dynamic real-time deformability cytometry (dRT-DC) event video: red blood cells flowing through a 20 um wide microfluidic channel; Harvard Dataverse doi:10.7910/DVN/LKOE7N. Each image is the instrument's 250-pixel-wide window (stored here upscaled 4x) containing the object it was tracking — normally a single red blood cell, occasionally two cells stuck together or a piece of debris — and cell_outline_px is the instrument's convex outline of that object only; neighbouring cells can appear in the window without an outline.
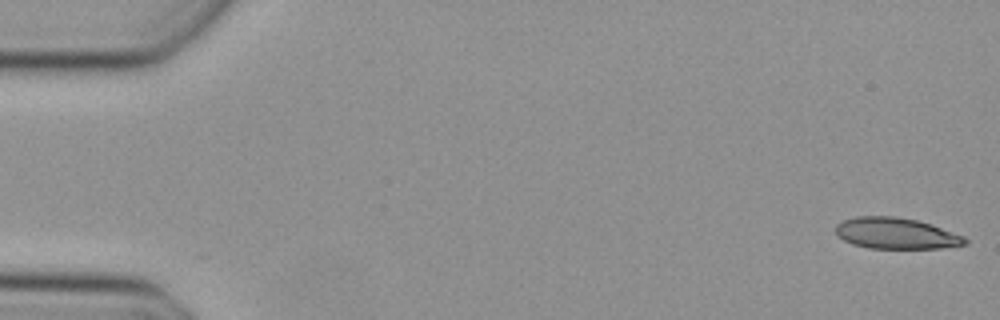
{"species": "Egyptian fruit bat (a non-hibernating species)", "species_latin": "Rousettus aegyptiacus", "temperature_condition": "cold", "stored_images_in_passage": 17, "camera_frame_rate_fps": 3000, "um_per_image_px": 0.085, "animal": {"sex": "female"}, "frame": {"image": 1, "passage_image": 1, "time_ms": 0.0, "image_size_px": [1000, 320], "cell_outline_px": [[968, 244], [940, 248], [868, 248], [852, 244], [844, 240], [836, 232], [836, 224], [844, 220], [856, 216], [896, 216], [916, 220], [932, 224], [964, 236], [968, 240]], "centroid_in_image_um": [76.18, 19.83], "position_along_channel_um": 8.8, "area_um2": 23.47}}
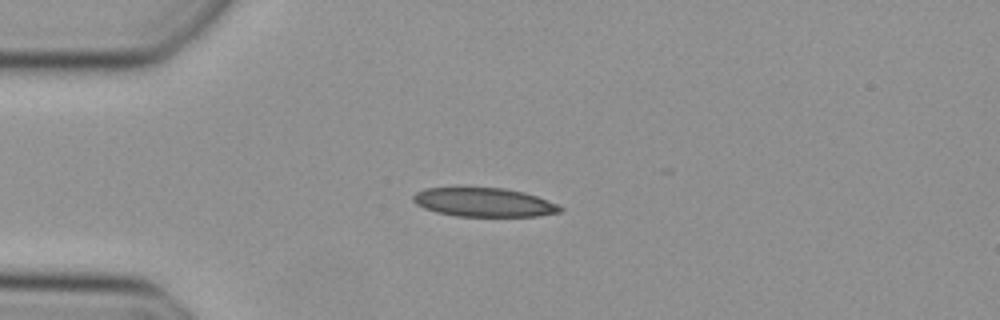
{"frame": {"image": 2, "passage_image": 12, "time_ms": 3.667, "image_size_px": [1000, 320], "cell_outline_px": [[564, 208], [560, 212], [536, 216], [456, 216], [436, 212], [424, 208], [416, 204], [412, 200], [412, 196], [416, 192], [424, 188], [504, 188], [524, 192], [536, 196], [556, 204]], "centroid_in_image_um": [41.1, 17.2], "position_along_channel_um": 43.9, "area_um2": 24.57}}
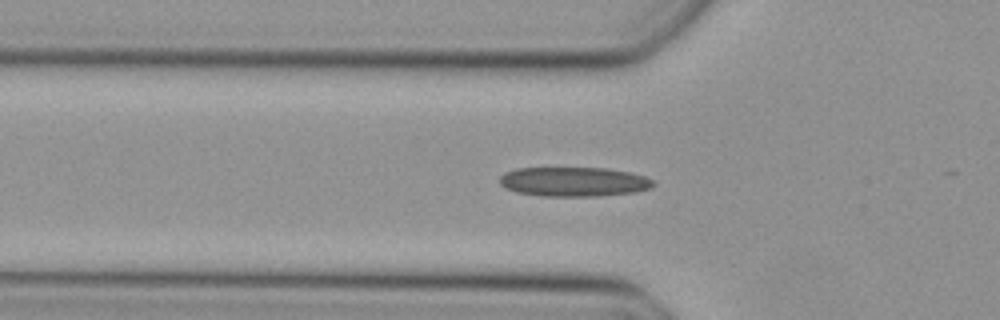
{"frame": {"image": 3, "passage_image": 16, "time_ms": 5.0, "image_size_px": [1000, 320], "cell_outline_px": [[656, 184], [652, 188], [636, 192], [596, 196], [540, 196], [516, 192], [504, 188], [500, 184], [500, 176], [504, 172], [516, 168], [608, 168], [628, 172], [644, 176], [652, 180]], "centroid_in_image_um": [48.75, 15.45], "position_along_channel_um": 77.0, "area_um2": 26.53}}